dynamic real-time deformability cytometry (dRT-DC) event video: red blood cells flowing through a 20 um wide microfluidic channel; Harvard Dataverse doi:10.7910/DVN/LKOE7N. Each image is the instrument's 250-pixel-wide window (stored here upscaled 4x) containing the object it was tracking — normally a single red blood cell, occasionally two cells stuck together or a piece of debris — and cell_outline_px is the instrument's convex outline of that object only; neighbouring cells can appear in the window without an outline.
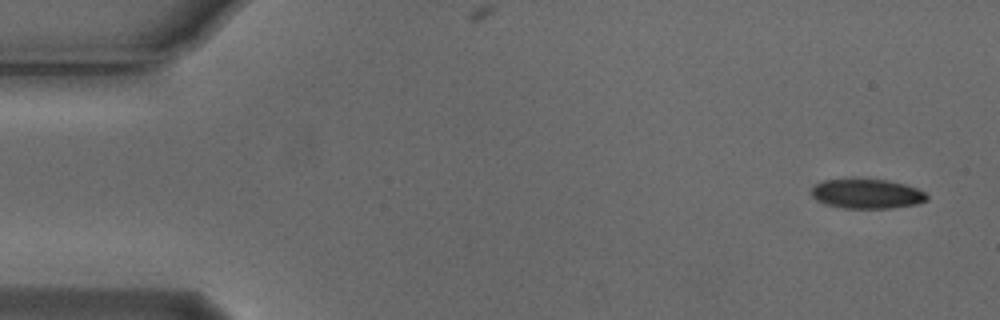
{"species": "Egyptian fruit bat (a non-hibernating species)", "species_latin": "Rousettus aegyptiacus", "temperature_condition": "cold", "stored_images_in_passage": 6, "camera_frame_rate_fps": 3000, "um_per_image_px": 0.085, "animal": {"sex": "male"}, "frame": {"image": 1, "passage_image": 1, "time_ms": 0.0, "image_size_px": [1000, 320], "cell_outline_px": [[928, 200], [916, 204], [892, 208], [844, 208], [824, 204], [816, 200], [812, 196], [812, 188], [816, 184], [824, 180], [852, 176], [856, 176], [888, 180], [904, 184], [916, 188], [924, 192], [928, 196]], "centroid_in_image_um": [73.65, 16.43], "position_along_channel_um": 11.4, "area_um2": 20.63}}
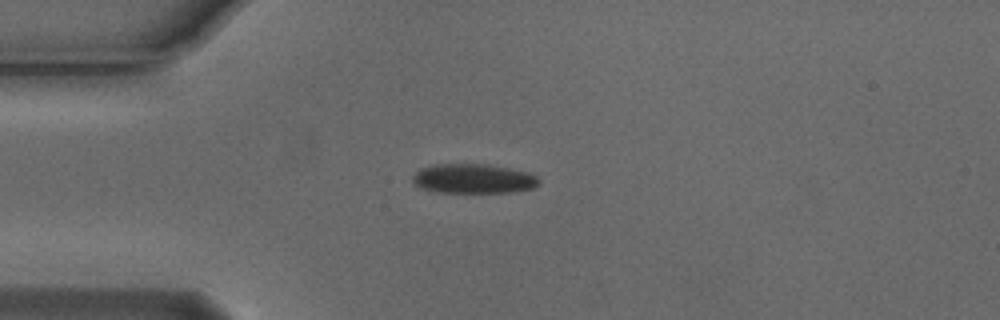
{"frame": {"image": 2, "passage_image": 4, "time_ms": 1.0, "image_size_px": [1000, 320], "cell_outline_px": [[540, 184], [532, 188], [508, 192], [436, 192], [424, 188], [416, 184], [412, 180], [412, 176], [420, 168], [436, 164], [484, 164], [508, 168], [528, 172], [536, 176], [540, 180]], "centroid_in_image_um": [40.24, 15.18], "position_along_channel_um": 44.8, "area_um2": 21.5}}
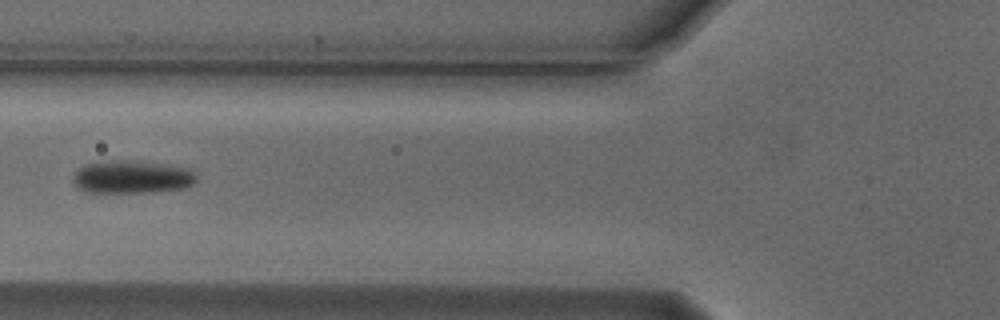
{"frame": {"image": 3, "passage_image": 6, "time_ms": 1.667, "image_size_px": [1000, 320], "cell_outline_px": [[196, 180], [192, 184], [180, 188], [152, 192], [84, 192], [72, 180], [76, 172], [84, 164], [108, 160], [128, 160], [168, 164], [188, 168], [196, 172]], "centroid_in_image_um": [11.22, 15.02], "position_along_channel_um": 114.6, "area_um2": 23.64}}